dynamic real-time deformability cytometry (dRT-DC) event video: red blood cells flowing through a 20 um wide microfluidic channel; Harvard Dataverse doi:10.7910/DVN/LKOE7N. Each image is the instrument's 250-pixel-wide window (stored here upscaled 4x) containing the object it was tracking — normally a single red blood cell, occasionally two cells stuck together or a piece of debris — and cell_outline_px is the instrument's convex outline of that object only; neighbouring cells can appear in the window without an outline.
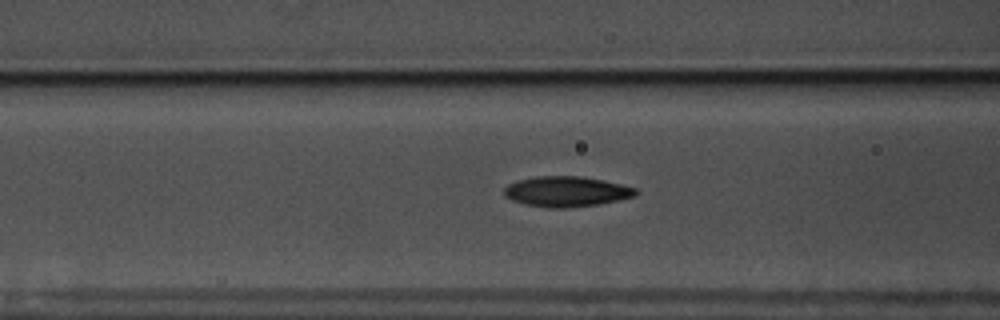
{"species": "common noctule bat (a hibernating species)", "species_latin": "Nyctalus noctula", "temperature_condition": "warm", "stored_images_in_passage": 56, "camera_frame_rate_fps": 3000, "um_per_image_px": 0.085, "animal": {"sex": "male", "body_mass_g": 17.5, "forearm_length_mm": 52.3}, "frame": {"image": 1, "passage_image": 22, "time_ms": 7.0, "image_size_px": [1000, 320], "cell_outline_px": [[636, 192], [632, 196], [616, 200], [596, 204], [564, 208], [548, 208], [524, 204], [512, 200], [504, 196], [504, 188], [508, 184], [516, 180], [536, 176], [580, 176], [604, 180], [636, 188]], "centroid_in_image_um": [48.06, 16.27], "position_along_channel_um": 118.5, "area_um2": 23.06}}
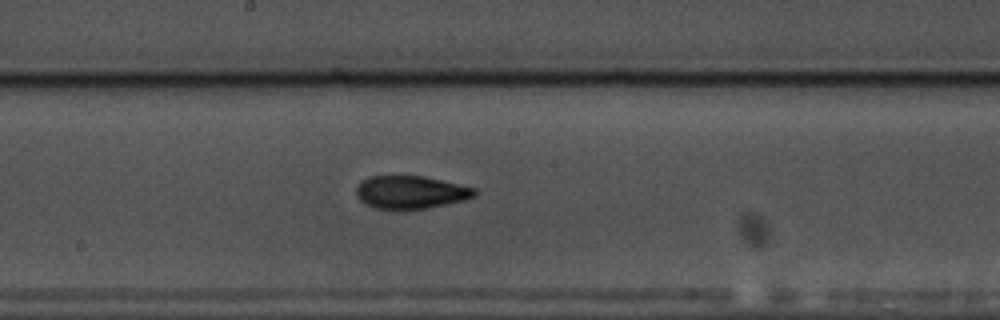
{"frame": {"image": 2, "passage_image": 30, "time_ms": 9.667, "image_size_px": [1000, 320], "cell_outline_px": [[476, 196], [464, 200], [424, 208], [400, 212], [372, 208], [364, 204], [356, 196], [356, 188], [360, 180], [368, 176], [424, 176], [476, 188]], "centroid_in_image_um": [34.83, 16.37], "position_along_channel_um": 213.4, "area_um2": 23.29}}
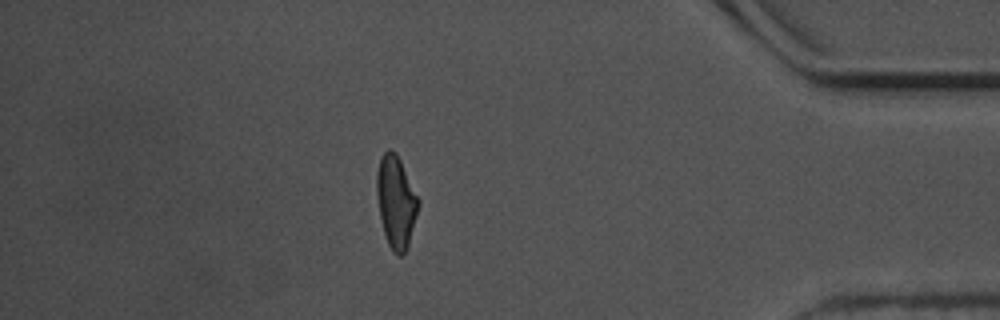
{"frame": {"image": 3, "passage_image": 49, "time_ms": 16.0, "image_size_px": [1000, 320], "cell_outline_px": [[420, 204], [408, 248], [400, 256], [392, 252], [388, 244], [384, 232], [380, 216], [376, 192], [376, 176], [380, 156], [388, 148], [396, 152], [420, 200]], "centroid_in_image_um": [33.66, 17.15], "position_along_channel_um": 401.5, "area_um2": 22.48}, "authors_computed_cell_mechanics": {"area_um2": 21.675, "velocity_mm_per_s": 3.5693, "shape_relaxation_time_tau1_ms": 5.5323, "shape_relaxation_time_tau2_ms": 2.2543, "deformation_change_tau1": 0.1699, "deformation_change_tau2": 0.0877}}